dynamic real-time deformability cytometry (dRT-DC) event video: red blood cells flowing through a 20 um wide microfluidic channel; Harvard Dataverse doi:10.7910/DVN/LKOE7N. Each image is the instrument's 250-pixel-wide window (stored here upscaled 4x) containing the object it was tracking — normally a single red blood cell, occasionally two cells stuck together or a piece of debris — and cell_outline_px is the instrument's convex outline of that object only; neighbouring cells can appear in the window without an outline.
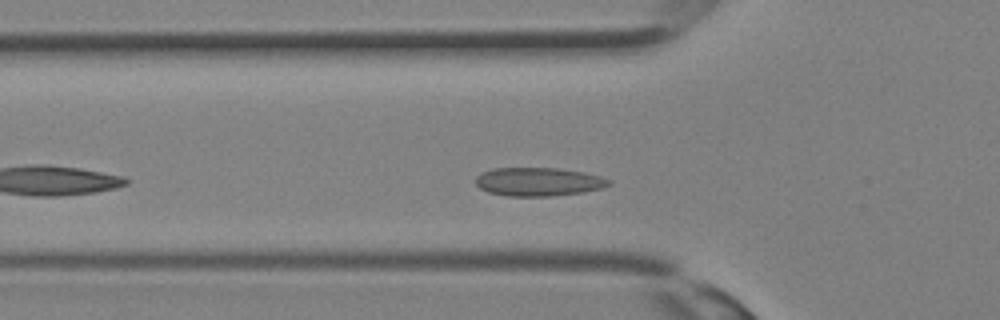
{"species": "Egyptian fruit bat (a non-hibernating species)", "species_latin": "Rousettus aegyptiacus", "temperature_condition": "room temperature", "stored_images_in_passage": 5, "camera_frame_rate_fps": 3000, "um_per_image_px": 0.085, "animal": {"sex": "female"}, "frame": {"image": 1, "passage_image": 4, "time_ms": 1.0, "image_size_px": [1000, 320], "cell_outline_px": [[612, 184], [604, 188], [584, 192], [552, 196], [508, 196], [488, 192], [480, 188], [476, 184], [476, 176], [480, 172], [492, 168], [556, 168], [584, 172], [600, 176], [612, 180]], "centroid_in_image_um": [45.79, 15.45], "position_along_channel_um": 80.0, "area_um2": 22.37}}